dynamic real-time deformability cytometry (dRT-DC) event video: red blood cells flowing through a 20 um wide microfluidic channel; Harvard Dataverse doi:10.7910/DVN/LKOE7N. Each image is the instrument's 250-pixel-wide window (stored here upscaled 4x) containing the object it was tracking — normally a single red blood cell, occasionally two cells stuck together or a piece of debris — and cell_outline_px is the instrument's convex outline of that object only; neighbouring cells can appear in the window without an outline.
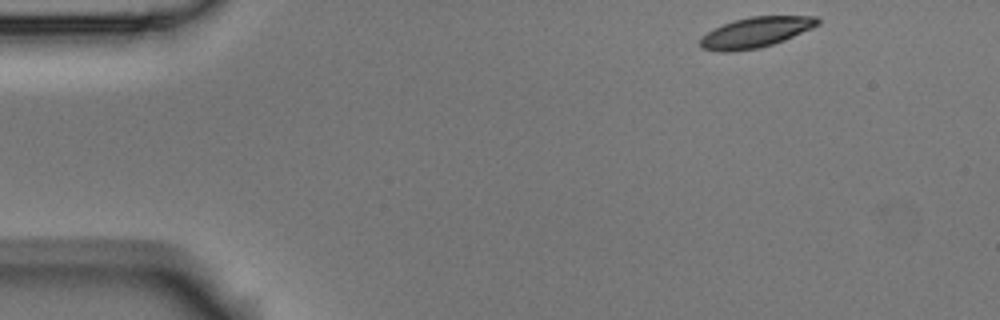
{"species": "Egyptian fruit bat (a non-hibernating species)", "species_latin": "Rousettus aegyptiacus", "temperature_condition": "room temperature", "stored_images_in_passage": 48, "camera_frame_rate_fps": 3000, "um_per_image_px": 0.085, "animal": {"sex": "male"}, "frame": {"image": 1, "passage_image": 1, "time_ms": 0.0, "image_size_px": [1000, 320], "cell_outline_px": [[820, 24], [812, 28], [784, 40], [772, 44], [756, 48], [732, 52], [720, 52], [700, 48], [700, 36], [724, 24], [736, 20], [752, 16], [816, 16], [820, 20]], "centroid_in_image_um": [64.23, 2.75], "position_along_channel_um": 20.8, "area_um2": 20.63}}
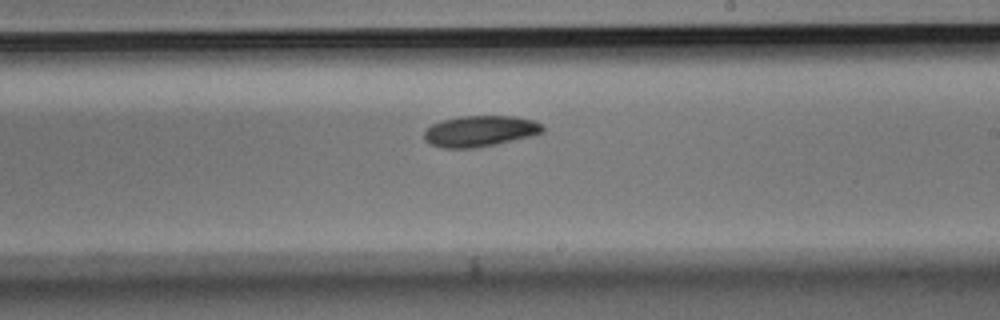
{"frame": {"image": 2, "passage_image": 26, "time_ms": 8.333, "image_size_px": [1000, 320], "cell_outline_px": [[544, 132], [532, 136], [496, 144], [472, 148], [440, 148], [424, 140], [424, 132], [432, 124], [444, 120], [460, 116], [516, 116], [532, 120], [540, 124], [544, 128]], "centroid_in_image_um": [40.8, 11.15], "position_along_channel_um": 248.2, "area_um2": 21.33}}
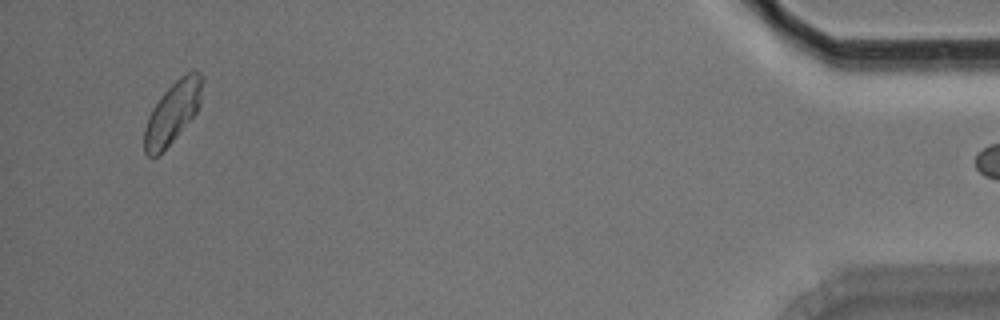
{"frame": {"image": 3, "passage_image": 46, "time_ms": 15.0, "image_size_px": [1000, 320], "cell_outline_px": [[204, 80], [200, 104], [196, 112], [176, 136], [156, 156], [148, 156], [144, 152], [144, 128], [148, 116], [152, 108], [164, 92], [180, 76], [196, 68], [204, 76]], "centroid_in_image_um": [14.69, 9.49], "position_along_channel_um": 420.5, "area_um2": 20.63}, "authors_computed_cell_mechanics": {"area_um2": 21.0681, "velocity_mm_per_s": 3.7413, "shape_relaxation_time_tau1_ms": 3.6752, "shape_relaxation_time_tau2_ms": null, "deformation_change_tau1": 0.0951, "deformation_change_tau2": null}}